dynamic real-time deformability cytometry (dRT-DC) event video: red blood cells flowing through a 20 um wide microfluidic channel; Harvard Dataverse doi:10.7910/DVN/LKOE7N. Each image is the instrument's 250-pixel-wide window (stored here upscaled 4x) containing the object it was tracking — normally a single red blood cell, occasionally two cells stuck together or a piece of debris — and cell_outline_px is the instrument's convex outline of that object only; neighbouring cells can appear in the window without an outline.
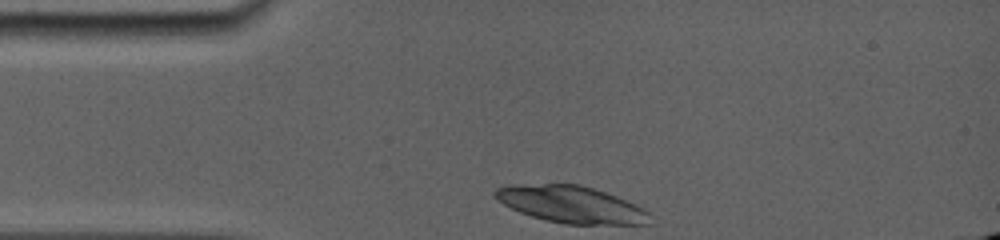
{"species": "common noctule bat (a hibernating species)", "species_latin": "Nyctalus noctula", "temperature_condition": "room temperature", "stored_images_in_passage": 4, "camera_frame_rate_fps": 5000, "um_per_image_px": 0.085, "animal": {"sex": "female", "body_mass_g": 19.0, "forearm_length_mm": 56.7}, "frame": {"image": 1, "passage_image": 1, "time_ms": 0.0, "image_size_px": [1000, 240], "cell_outline_px": [[652, 224], [564, 224], [544, 220], [520, 212], [496, 200], [492, 196], [492, 192], [496, 188], [508, 184], [580, 184], [616, 196], [644, 208], [648, 212]], "centroid_in_image_um": [48.5, 17.37], "position_along_channel_um": 36.5, "area_um2": 33.41}}